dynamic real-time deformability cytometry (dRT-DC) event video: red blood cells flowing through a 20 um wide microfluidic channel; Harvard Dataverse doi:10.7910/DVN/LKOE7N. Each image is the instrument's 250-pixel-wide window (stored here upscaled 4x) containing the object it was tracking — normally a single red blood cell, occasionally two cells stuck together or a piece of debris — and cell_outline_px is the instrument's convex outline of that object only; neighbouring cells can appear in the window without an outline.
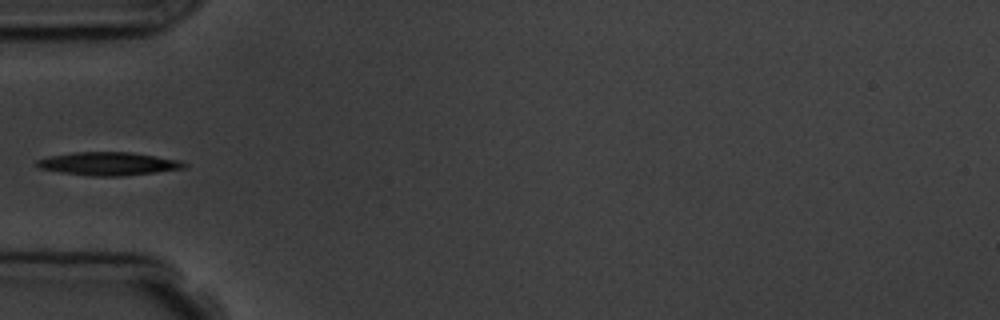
{"species": "common noctule bat (a hibernating species)", "species_latin": "Nyctalus noctula", "temperature_condition": "room temperature", "stored_images_in_passage": 6, "camera_frame_rate_fps": 3000, "um_per_image_px": 0.085, "animal": {"sex": "male", "body_mass_g": 19.5, "forearm_length_mm": 54.6}, "frame": {"image": 1, "passage_image": 6, "time_ms": 5.667, "image_size_px": [1000, 320], "cell_outline_px": [[188, 164], [184, 168], [156, 172], [124, 176], [92, 176], [60, 172], [36, 168], [36, 160], [48, 156], [76, 152], [132, 152], [180, 160]], "centroid_in_image_um": [9.19, 13.91], "position_along_channel_um": 75.8, "area_um2": 20.0}}